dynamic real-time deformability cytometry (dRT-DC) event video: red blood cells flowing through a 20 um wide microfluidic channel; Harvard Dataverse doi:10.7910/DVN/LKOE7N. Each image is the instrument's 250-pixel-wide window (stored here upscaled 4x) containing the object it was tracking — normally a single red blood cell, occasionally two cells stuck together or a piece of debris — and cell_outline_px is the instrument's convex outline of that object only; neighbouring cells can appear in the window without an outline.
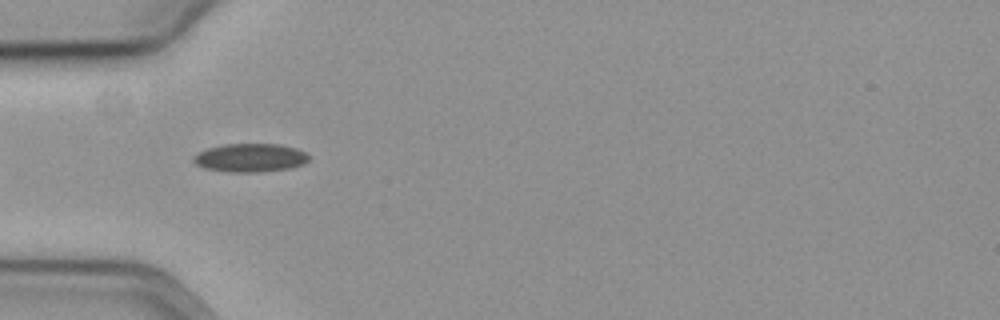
{"species": "common noctule bat (a hibernating species)", "species_latin": "Nyctalus noctula", "temperature_condition": "cold", "stored_images_in_passage": 17, "camera_frame_rate_fps": 3000, "um_per_image_px": 0.085, "animal": {"sex": "female", "body_mass_g": 19.3, "forearm_length_mm": 54.1}, "frame": {"image": 1, "passage_image": 3, "time_ms": 0.667, "image_size_px": [1000, 320], "cell_outline_px": [[308, 160], [304, 164], [292, 168], [260, 172], [228, 172], [204, 168], [196, 164], [192, 160], [192, 156], [208, 148], [224, 144], [276, 144], [292, 148], [304, 152], [308, 156]], "centroid_in_image_um": [21.24, 13.42], "position_along_channel_um": 63.8, "area_um2": 19.02}}
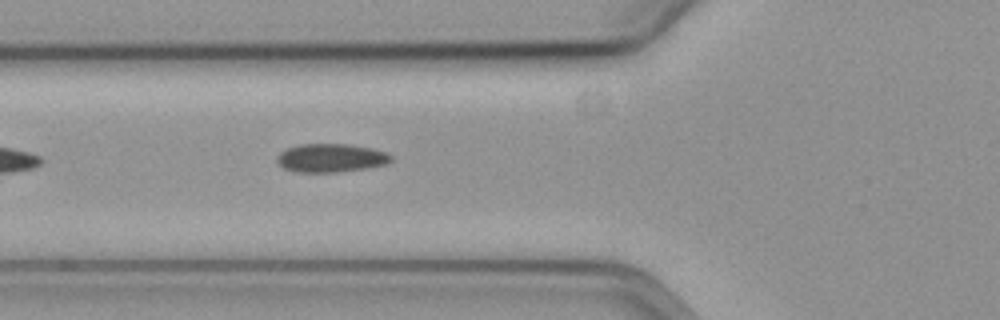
{"frame": {"image": 2, "passage_image": 6, "time_ms": 1.667, "image_size_px": [1000, 320], "cell_outline_px": [[392, 160], [388, 164], [368, 168], [336, 172], [296, 172], [284, 168], [276, 160], [276, 156], [280, 152], [288, 148], [300, 144], [348, 144], [372, 148], [388, 152], [392, 156]], "centroid_in_image_um": [28.16, 13.42], "position_along_channel_um": 97.6, "area_um2": 19.07}}
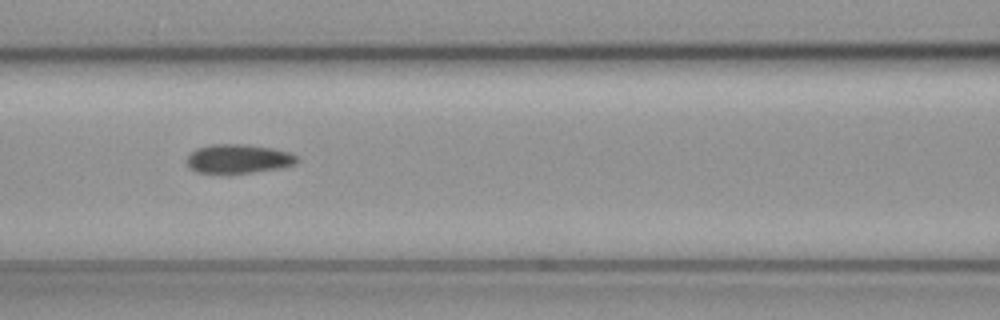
{"frame": {"image": 3, "passage_image": 10, "time_ms": 3.0, "image_size_px": [1000, 320], "cell_outline_px": [[300, 160], [296, 164], [276, 168], [252, 172], [196, 172], [188, 168], [188, 156], [196, 148], [212, 144], [248, 144], [272, 148], [288, 152], [296, 156]], "centroid_in_image_um": [20.26, 13.47], "position_along_channel_um": 146.3, "area_um2": 18.32}}